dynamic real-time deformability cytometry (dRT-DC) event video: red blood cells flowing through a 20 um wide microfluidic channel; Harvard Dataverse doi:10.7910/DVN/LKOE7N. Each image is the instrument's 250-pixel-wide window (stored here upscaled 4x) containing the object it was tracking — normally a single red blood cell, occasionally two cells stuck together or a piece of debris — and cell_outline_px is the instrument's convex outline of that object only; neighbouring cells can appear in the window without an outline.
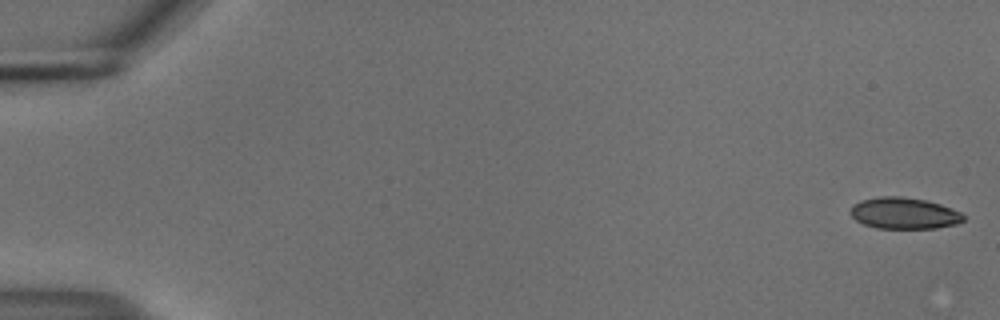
{"species": "common noctule bat (a hibernating species)", "species_latin": "Nyctalus noctula", "temperature_condition": "cold", "stored_images_in_passage": 55, "camera_frame_rate_fps": 3000, "um_per_image_px": 0.085, "animal": {"sex": "male", "body_mass_g": 18.8}, "frame": {"image": 1, "passage_image": 1, "time_ms": 0.0, "image_size_px": [1000, 320], "cell_outline_px": [[964, 220], [956, 224], [936, 228], [876, 228], [864, 224], [856, 220], [848, 212], [852, 204], [860, 200], [880, 196], [900, 196], [924, 200], [940, 204], [960, 212], [964, 216]], "centroid_in_image_um": [76.8, 18.12], "position_along_channel_um": 8.2, "area_um2": 20.69}}
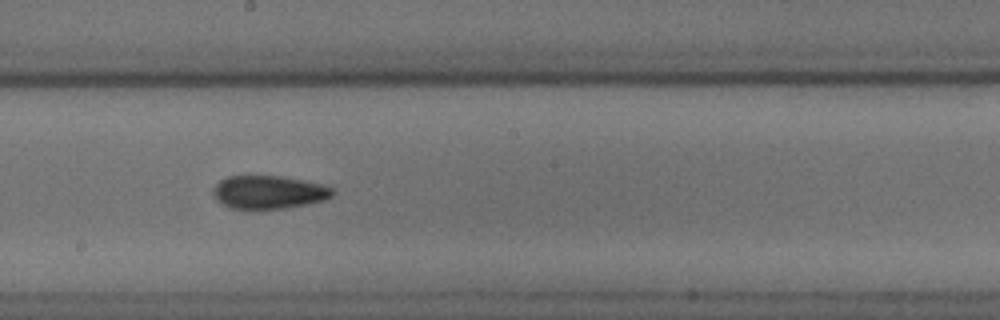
{"frame": {"image": 2, "passage_image": 31, "time_ms": 10.0, "image_size_px": [1000, 320], "cell_outline_px": [[332, 196], [324, 200], [284, 208], [228, 208], [220, 204], [216, 200], [212, 192], [216, 184], [220, 180], [228, 176], [280, 176], [320, 184], [332, 188]], "centroid_in_image_um": [22.77, 16.33], "position_along_channel_um": 225.4, "area_um2": 22.72}}
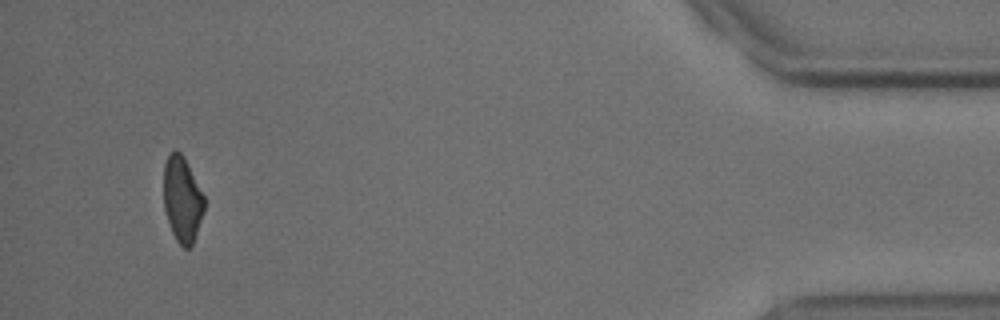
{"frame": {"image": 3, "passage_image": 52, "time_ms": 17.0, "image_size_px": [1000, 320], "cell_outline_px": [[204, 208], [192, 244], [188, 248], [184, 248], [176, 240], [172, 232], [164, 208], [164, 164], [168, 156], [172, 152], [180, 152], [184, 156], [204, 196]], "centroid_in_image_um": [15.48, 16.93], "position_along_channel_um": 419.7, "area_um2": 19.77}, "authors_computed_cell_mechanics": {"area_um2": 21.7906, "velocity_mm_per_s": 3.7329, "shape_relaxation_time_tau1_ms": null, "shape_relaxation_time_tau2_ms": 3.9325, "deformation_change_tau1": null, "deformation_change_tau2": 0.0935}}